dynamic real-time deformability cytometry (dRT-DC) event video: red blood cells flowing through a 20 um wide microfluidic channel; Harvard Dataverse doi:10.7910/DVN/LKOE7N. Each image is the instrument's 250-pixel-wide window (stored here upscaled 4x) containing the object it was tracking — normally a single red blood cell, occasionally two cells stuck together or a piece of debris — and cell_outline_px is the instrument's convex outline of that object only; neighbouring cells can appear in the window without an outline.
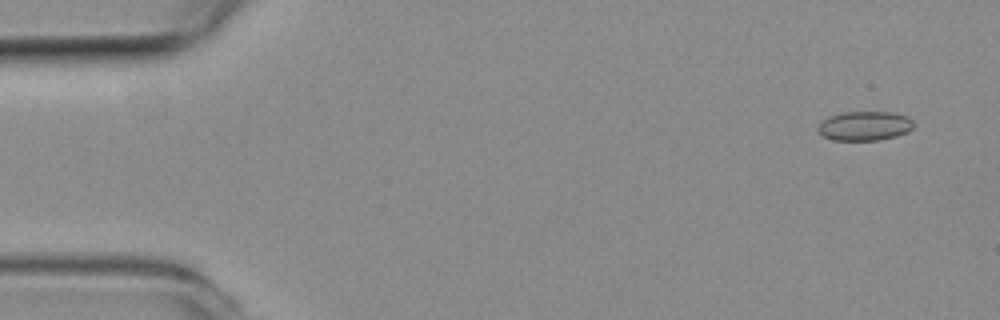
{"species": "common noctule bat (a hibernating species)", "species_latin": "Nyctalus noctula", "temperature_condition": "room temperature", "stored_images_in_passage": 50, "camera_frame_rate_fps": 3000, "um_per_image_px": 0.085, "animal": {"sex": "female", "body_mass_g": 19.3, "forearm_length_mm": 54.1}, "frame": {"image": 1, "passage_image": 3, "time_ms": 0.667, "image_size_px": [1000, 320], "cell_outline_px": [[912, 128], [908, 132], [896, 136], [880, 140], [832, 140], [824, 136], [816, 128], [824, 120], [832, 116], [844, 112], [892, 112], [908, 116], [912, 120]], "centroid_in_image_um": [73.53, 10.71], "position_along_channel_um": 11.5, "area_um2": 16.18}}
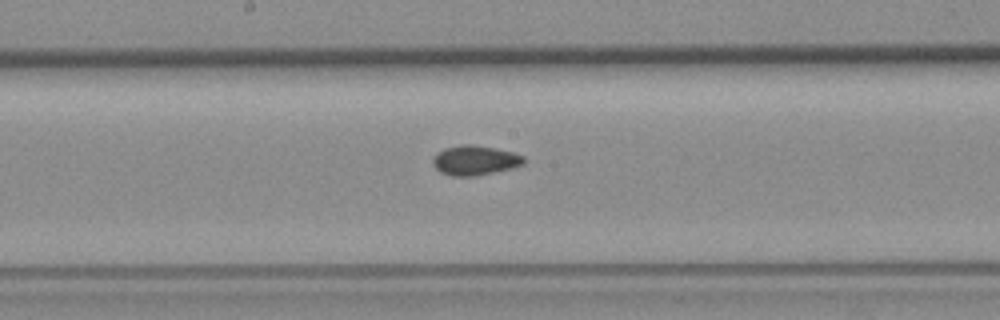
{"frame": {"image": 2, "passage_image": 28, "time_ms": 9.0, "image_size_px": [1000, 320], "cell_outline_px": [[524, 164], [512, 168], [476, 176], [452, 176], [440, 172], [432, 164], [432, 160], [436, 152], [444, 148], [460, 144], [468, 144], [492, 148], [512, 152], [524, 156]], "centroid_in_image_um": [40.33, 13.63], "position_along_channel_um": 207.9, "area_um2": 15.72}}
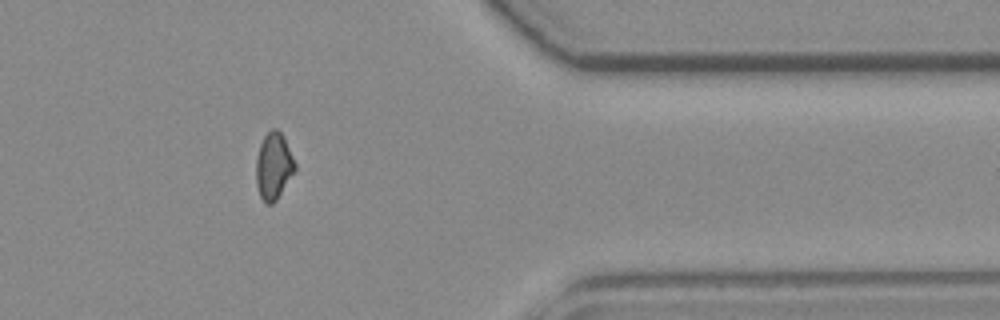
{"frame": {"image": 3, "passage_image": 44, "time_ms": 14.333, "image_size_px": [1000, 320], "cell_outline_px": [[296, 168], [276, 200], [272, 204], [264, 204], [260, 196], [256, 184], [256, 156], [260, 144], [264, 136], [272, 128], [276, 128], [280, 132], [296, 164]], "centroid_in_image_um": [23.22, 14.14], "position_along_channel_um": 388.2, "area_um2": 14.91}, "authors_computed_cell_mechanics": {"area_um2": 15.4904, "velocity_mm_per_s": 3.7883, "shape_relaxation_time_tau1_ms": null, "shape_relaxation_time_tau2_ms": 2.3428, "deformation_change_tau1": null, "deformation_change_tau2": 0.0666}}